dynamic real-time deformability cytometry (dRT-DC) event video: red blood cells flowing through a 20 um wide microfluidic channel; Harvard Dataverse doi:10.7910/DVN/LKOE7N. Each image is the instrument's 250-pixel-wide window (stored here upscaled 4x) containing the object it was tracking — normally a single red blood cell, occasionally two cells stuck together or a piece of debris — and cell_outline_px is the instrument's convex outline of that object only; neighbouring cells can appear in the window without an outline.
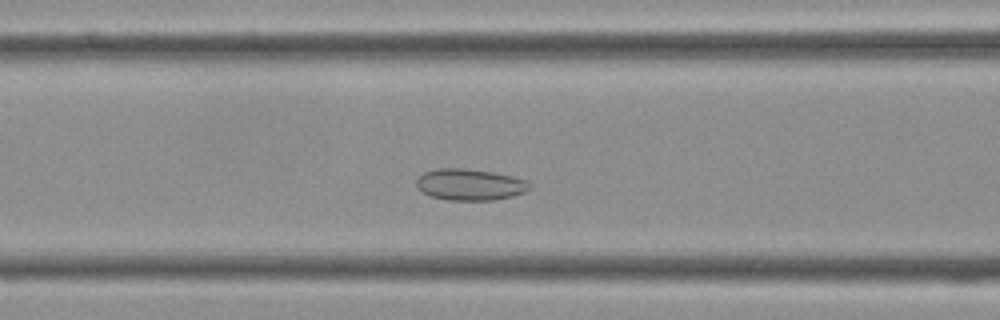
{"species": "Egyptian fruit bat (a non-hibernating species)", "species_latin": "Rousettus aegyptiacus", "temperature_condition": "cold", "stored_images_in_passage": 37, "camera_frame_rate_fps": 3000, "um_per_image_px": 0.085, "frame": {"image": 1, "passage_image": 12, "time_ms": 3.667, "image_size_px": [1000, 320], "cell_outline_px": [[532, 188], [524, 192], [512, 196], [492, 200], [448, 200], [432, 196], [424, 192], [416, 184], [416, 180], [424, 172], [436, 168], [464, 168], [492, 172], [512, 176], [528, 180], [532, 184]], "centroid_in_image_um": [39.99, 15.68], "position_along_channel_um": 126.6, "area_um2": 20.69}}
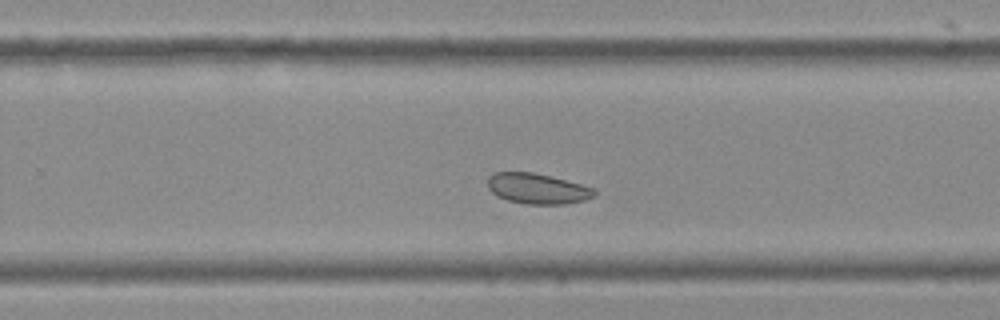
{"frame": {"image": 2, "passage_image": 22, "time_ms": 7.0, "image_size_px": [1000, 320], "cell_outline_px": [[596, 196], [584, 200], [564, 204], [528, 204], [508, 200], [496, 196], [488, 188], [488, 176], [496, 172], [532, 172], [596, 188]], "centroid_in_image_um": [45.68, 16.04], "position_along_channel_um": 284.1, "area_um2": 18.84}}
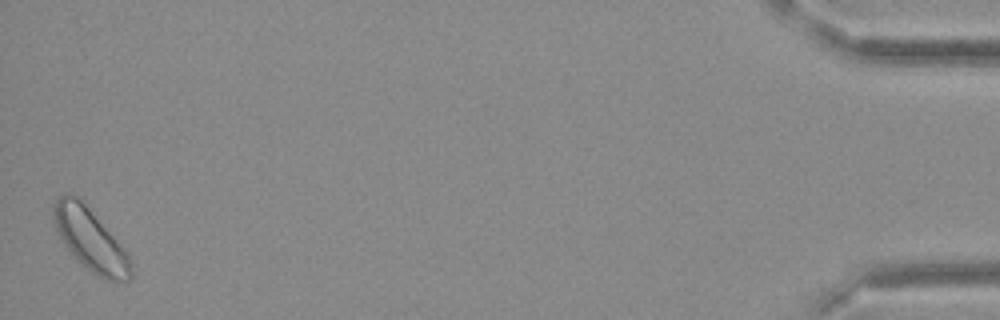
{"frame": {"image": 3, "passage_image": 37, "time_ms": 12.0, "image_size_px": [1000, 320], "cell_outline_px": [[132, 276], [128, 280], [108, 280], [96, 276], [80, 264], [64, 244], [56, 232], [52, 216], [52, 208], [56, 200], [60, 196], [72, 192], [88, 208], [128, 252], [132, 264]], "centroid_in_image_um": [7.66, 20.39], "position_along_channel_um": 427.5, "area_um2": 27.92}}